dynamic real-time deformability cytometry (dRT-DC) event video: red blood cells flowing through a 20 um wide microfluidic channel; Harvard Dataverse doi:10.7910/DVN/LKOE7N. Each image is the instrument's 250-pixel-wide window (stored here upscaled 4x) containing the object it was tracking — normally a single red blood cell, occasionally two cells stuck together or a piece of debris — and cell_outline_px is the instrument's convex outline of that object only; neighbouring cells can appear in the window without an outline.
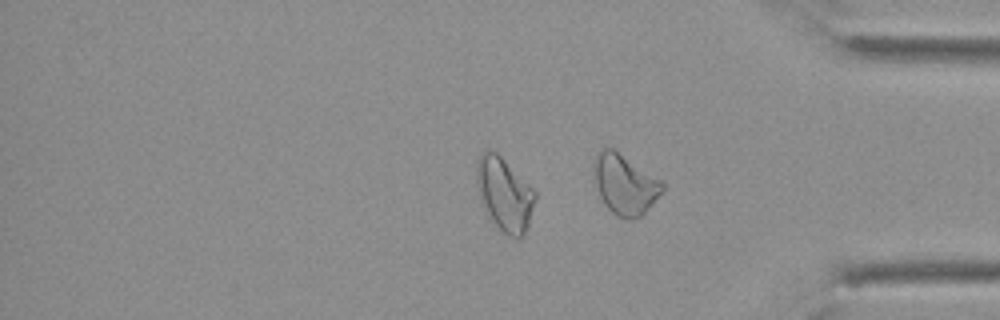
{"species": "Egyptian fruit bat (a non-hibernating species)", "species_latin": "Rousettus aegyptiacus", "temperature_condition": "cold", "stored_images_in_passage": 27, "segment_of_instrument_passage": [2, 2], "camera_frame_rate_fps": 3000, "um_per_image_px": 0.085, "animal": {"sex": "female"}, "frame": {"image": 1, "passage_image": 27, "time_ms": 8.667, "image_size_px": [1000, 320], "cell_outline_px": [[664, 188], [652, 204], [640, 216], [632, 220], [628, 220], [616, 216], [604, 204], [600, 196], [596, 184], [592, 168], [592, 160], [604, 148], [612, 148], [660, 180], [664, 184]], "centroid_in_image_um": [53.08, 15.69], "position_along_channel_um": 382.1, "area_um2": 23.58}}